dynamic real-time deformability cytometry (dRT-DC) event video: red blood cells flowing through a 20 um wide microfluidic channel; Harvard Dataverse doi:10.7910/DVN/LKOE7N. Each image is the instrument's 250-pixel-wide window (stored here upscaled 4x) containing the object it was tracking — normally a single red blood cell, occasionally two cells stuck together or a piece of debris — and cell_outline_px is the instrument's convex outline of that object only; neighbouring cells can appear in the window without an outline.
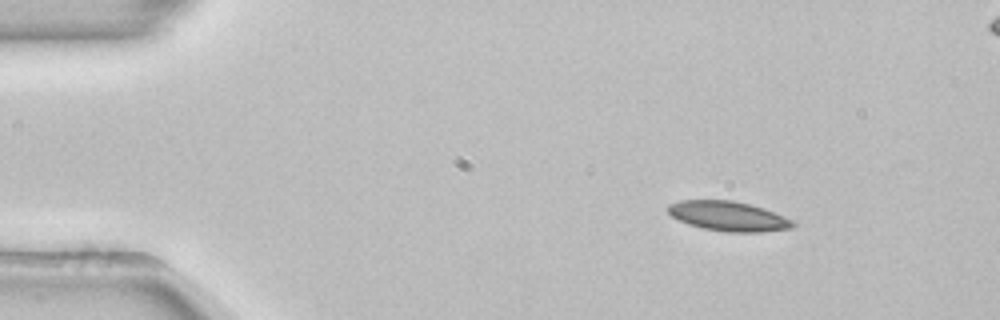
{"species": "common noctule bat (a hibernating species)", "species_latin": "Nyctalus noctula", "temperature_condition": "room temperature", "stored_images_in_passage": 48, "segment_of_instrument_passage": [1, 2], "camera_frame_rate_fps": 3000, "um_per_image_px": 0.085, "animal": {"sex": "female", "body_mass_g": 22.7, "forearm_length_mm": 54.2}, "frame": {"image": 1, "passage_image": 1, "time_ms": 0.0, "image_size_px": [1000, 320], "cell_outline_px": [[796, 224], [792, 228], [760, 232], [728, 232], [704, 228], [688, 224], [672, 216], [668, 212], [668, 204], [680, 200], [732, 200], [752, 204], [764, 208], [784, 216], [792, 220]], "centroid_in_image_um": [61.92, 18.36], "position_along_channel_um": 23.1, "area_um2": 21.62}}
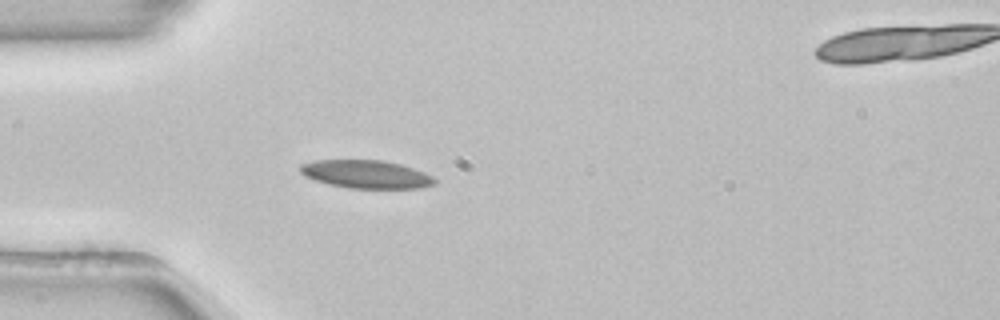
{"frame": {"image": 2, "passage_image": 9, "time_ms": 2.667, "image_size_px": [1000, 320], "cell_outline_px": [[436, 184], [420, 188], [348, 188], [328, 184], [304, 176], [300, 172], [300, 164], [316, 160], [384, 160], [400, 164], [424, 172], [432, 176], [436, 180]], "centroid_in_image_um": [31.12, 14.81], "position_along_channel_um": 53.9, "area_um2": 22.02}}
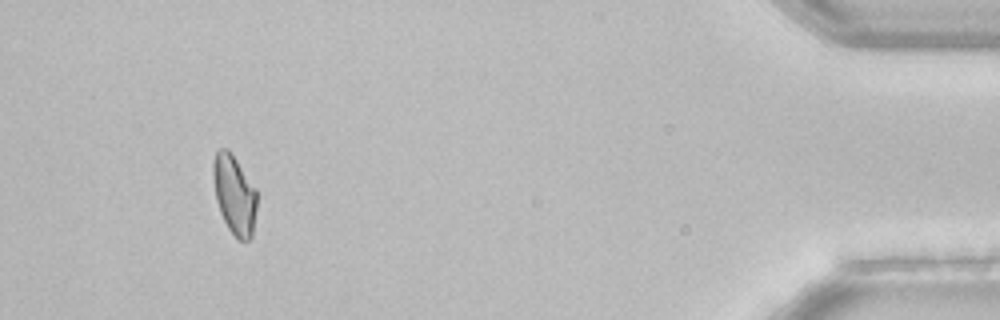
{"frame": {"image": 3, "passage_image": 43, "time_ms": 14.0, "image_size_px": [1000, 320], "cell_outline_px": [[256, 208], [252, 236], [248, 240], [236, 240], [228, 228], [220, 212], [216, 200], [212, 176], [212, 164], [216, 152], [220, 148], [228, 148], [256, 188]], "centroid_in_image_um": [19.9, 16.54], "position_along_channel_um": 415.3, "area_um2": 20.29}}